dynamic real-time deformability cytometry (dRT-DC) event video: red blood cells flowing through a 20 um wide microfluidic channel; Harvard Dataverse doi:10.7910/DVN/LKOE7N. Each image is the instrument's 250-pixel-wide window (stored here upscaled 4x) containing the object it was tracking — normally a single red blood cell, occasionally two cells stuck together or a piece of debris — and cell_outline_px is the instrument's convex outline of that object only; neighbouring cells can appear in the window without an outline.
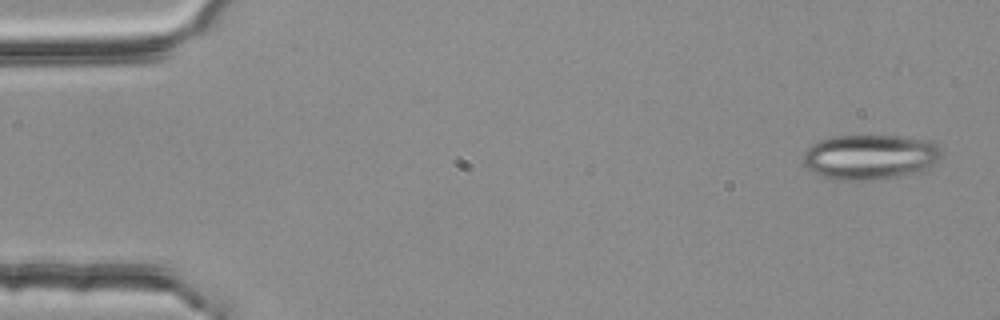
{"species": "common noctule bat (a hibernating species)", "species_latin": "Nyctalus noctula", "temperature_condition": "room temperature", "stored_images_in_passage": 2, "camera_frame_rate_fps": 3000, "um_per_image_px": 0.085, "animal": {"sex": "female", "body_mass_g": 25.1}, "frame": {"image": 1, "passage_image": 2, "time_ms": 0.333, "image_size_px": [1000, 320], "cell_outline_px": [[944, 152], [932, 164], [916, 172], [904, 176], [872, 180], [840, 180], [820, 176], [812, 172], [804, 164], [804, 152], [812, 144], [820, 140], [836, 136], [896, 136], [932, 140]], "centroid_in_image_um": [73.95, 13.34], "position_along_channel_um": 11.0, "area_um2": 36.24}}